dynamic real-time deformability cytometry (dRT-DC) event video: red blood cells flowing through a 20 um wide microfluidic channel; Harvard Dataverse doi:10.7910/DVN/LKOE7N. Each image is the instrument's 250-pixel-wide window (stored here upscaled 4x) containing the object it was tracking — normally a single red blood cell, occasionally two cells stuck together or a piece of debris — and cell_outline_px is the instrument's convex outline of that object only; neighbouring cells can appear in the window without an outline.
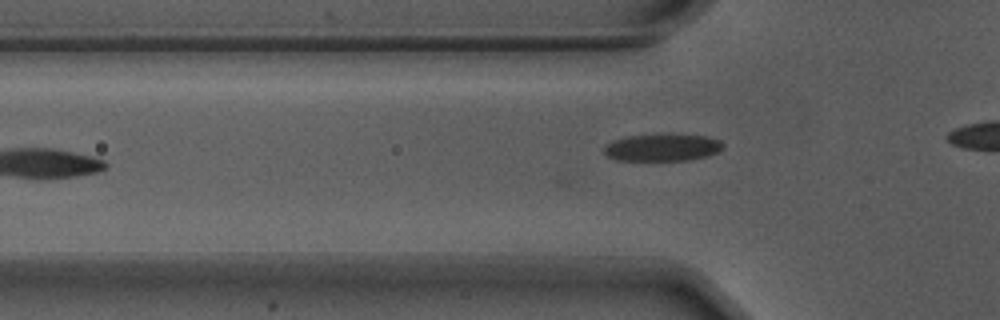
{"species": "Egyptian fruit bat (a non-hibernating species)", "species_latin": "Rousettus aegyptiacus", "temperature_condition": "warm", "stored_images_in_passage": 13, "camera_frame_rate_fps": 3000, "um_per_image_px": 0.085, "animal": {"sex": "male"}, "frame": {"image": 1, "passage_image": 3, "time_ms": 0.667, "image_size_px": [1000, 320], "cell_outline_px": [[724, 148], [708, 156], [688, 160], [616, 160], [608, 156], [604, 152], [604, 144], [612, 140], [624, 136], [704, 136], [720, 140], [724, 144]], "centroid_in_image_um": [56.27, 12.56], "position_along_channel_um": 69.5, "area_um2": 18.38}}
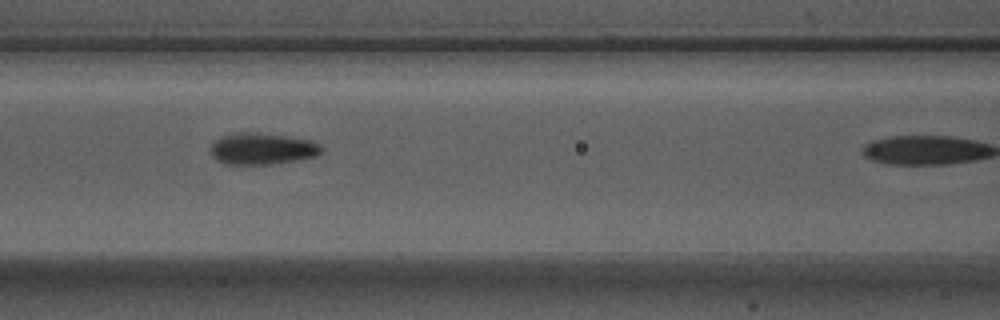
{"frame": {"image": 2, "passage_image": 9, "time_ms": 2.667, "image_size_px": [1000, 320], "cell_outline_px": [[324, 152], [316, 156], [296, 160], [272, 164], [224, 164], [216, 160], [212, 156], [212, 144], [216, 140], [224, 136], [240, 132], [248, 132], [288, 136], [312, 140], [320, 144], [324, 148]], "centroid_in_image_um": [22.35, 12.65], "position_along_channel_um": 144.2, "area_um2": 20.35}}
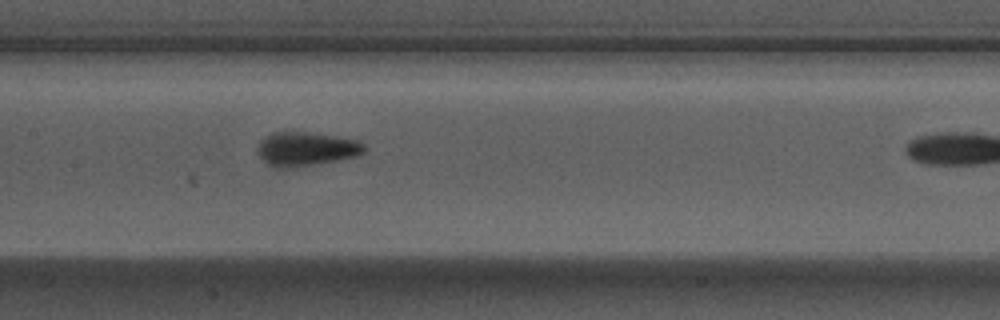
{"frame": {"image": 3, "passage_image": 12, "time_ms": 3.667, "image_size_px": [1000, 320], "cell_outline_px": [[368, 148], [360, 156], [284, 172], [272, 168], [256, 152], [260, 144], [268, 136], [276, 132], [304, 132], [336, 136], [356, 140], [364, 144]], "centroid_in_image_um": [26.06, 12.74], "position_along_channel_um": 181.3, "area_um2": 21.91}}